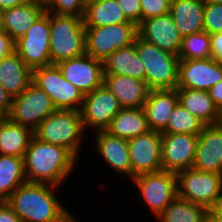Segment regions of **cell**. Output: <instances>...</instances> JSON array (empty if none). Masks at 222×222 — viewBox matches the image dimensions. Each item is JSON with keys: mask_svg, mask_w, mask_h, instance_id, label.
I'll return each instance as SVG.
<instances>
[{"mask_svg": "<svg viewBox=\"0 0 222 222\" xmlns=\"http://www.w3.org/2000/svg\"><path fill=\"white\" fill-rule=\"evenodd\" d=\"M57 188L50 184L25 182L5 202L22 222H77L74 213L56 196Z\"/></svg>", "mask_w": 222, "mask_h": 222, "instance_id": "1", "label": "cell"}, {"mask_svg": "<svg viewBox=\"0 0 222 222\" xmlns=\"http://www.w3.org/2000/svg\"><path fill=\"white\" fill-rule=\"evenodd\" d=\"M79 161L66 148L32 137L24 155V172L27 182L44 183L61 187Z\"/></svg>", "mask_w": 222, "mask_h": 222, "instance_id": "2", "label": "cell"}, {"mask_svg": "<svg viewBox=\"0 0 222 222\" xmlns=\"http://www.w3.org/2000/svg\"><path fill=\"white\" fill-rule=\"evenodd\" d=\"M84 130L80 111L56 109L37 126L33 135L40 141L66 148L80 160Z\"/></svg>", "mask_w": 222, "mask_h": 222, "instance_id": "3", "label": "cell"}, {"mask_svg": "<svg viewBox=\"0 0 222 222\" xmlns=\"http://www.w3.org/2000/svg\"><path fill=\"white\" fill-rule=\"evenodd\" d=\"M86 53L83 17L50 13L51 63L81 56Z\"/></svg>", "mask_w": 222, "mask_h": 222, "instance_id": "4", "label": "cell"}, {"mask_svg": "<svg viewBox=\"0 0 222 222\" xmlns=\"http://www.w3.org/2000/svg\"><path fill=\"white\" fill-rule=\"evenodd\" d=\"M136 51L145 67V82L150 90L176 89L179 58L139 36Z\"/></svg>", "mask_w": 222, "mask_h": 222, "instance_id": "5", "label": "cell"}, {"mask_svg": "<svg viewBox=\"0 0 222 222\" xmlns=\"http://www.w3.org/2000/svg\"><path fill=\"white\" fill-rule=\"evenodd\" d=\"M137 36L134 23L85 27L86 53L103 62L110 54L133 44Z\"/></svg>", "mask_w": 222, "mask_h": 222, "instance_id": "6", "label": "cell"}, {"mask_svg": "<svg viewBox=\"0 0 222 222\" xmlns=\"http://www.w3.org/2000/svg\"><path fill=\"white\" fill-rule=\"evenodd\" d=\"M177 196L209 211L222 191V175L193 168L176 173Z\"/></svg>", "mask_w": 222, "mask_h": 222, "instance_id": "7", "label": "cell"}, {"mask_svg": "<svg viewBox=\"0 0 222 222\" xmlns=\"http://www.w3.org/2000/svg\"><path fill=\"white\" fill-rule=\"evenodd\" d=\"M32 82L49 95L56 109L80 111L83 93L64 78L56 64L33 69Z\"/></svg>", "mask_w": 222, "mask_h": 222, "instance_id": "8", "label": "cell"}, {"mask_svg": "<svg viewBox=\"0 0 222 222\" xmlns=\"http://www.w3.org/2000/svg\"><path fill=\"white\" fill-rule=\"evenodd\" d=\"M15 52L31 69L51 65L50 13L45 11L14 44Z\"/></svg>", "mask_w": 222, "mask_h": 222, "instance_id": "9", "label": "cell"}, {"mask_svg": "<svg viewBox=\"0 0 222 222\" xmlns=\"http://www.w3.org/2000/svg\"><path fill=\"white\" fill-rule=\"evenodd\" d=\"M55 110L49 95L31 82L26 90L13 98L7 118L34 131Z\"/></svg>", "mask_w": 222, "mask_h": 222, "instance_id": "10", "label": "cell"}, {"mask_svg": "<svg viewBox=\"0 0 222 222\" xmlns=\"http://www.w3.org/2000/svg\"><path fill=\"white\" fill-rule=\"evenodd\" d=\"M132 181L154 217H157L177 197L176 173L161 170L135 176Z\"/></svg>", "mask_w": 222, "mask_h": 222, "instance_id": "11", "label": "cell"}, {"mask_svg": "<svg viewBox=\"0 0 222 222\" xmlns=\"http://www.w3.org/2000/svg\"><path fill=\"white\" fill-rule=\"evenodd\" d=\"M121 109L117 98L104 84L85 94L80 109L85 131L105 130Z\"/></svg>", "mask_w": 222, "mask_h": 222, "instance_id": "12", "label": "cell"}, {"mask_svg": "<svg viewBox=\"0 0 222 222\" xmlns=\"http://www.w3.org/2000/svg\"><path fill=\"white\" fill-rule=\"evenodd\" d=\"M132 179L135 176L159 172L162 167V133L150 130L127 140Z\"/></svg>", "mask_w": 222, "mask_h": 222, "instance_id": "13", "label": "cell"}, {"mask_svg": "<svg viewBox=\"0 0 222 222\" xmlns=\"http://www.w3.org/2000/svg\"><path fill=\"white\" fill-rule=\"evenodd\" d=\"M64 78L74 84L83 95L91 93L103 85V62L87 53L63 60L56 64Z\"/></svg>", "mask_w": 222, "mask_h": 222, "instance_id": "14", "label": "cell"}, {"mask_svg": "<svg viewBox=\"0 0 222 222\" xmlns=\"http://www.w3.org/2000/svg\"><path fill=\"white\" fill-rule=\"evenodd\" d=\"M222 80V63L214 58L179 60L177 88L208 91Z\"/></svg>", "mask_w": 222, "mask_h": 222, "instance_id": "15", "label": "cell"}, {"mask_svg": "<svg viewBox=\"0 0 222 222\" xmlns=\"http://www.w3.org/2000/svg\"><path fill=\"white\" fill-rule=\"evenodd\" d=\"M198 135L162 133V167L177 173L192 168Z\"/></svg>", "mask_w": 222, "mask_h": 222, "instance_id": "16", "label": "cell"}, {"mask_svg": "<svg viewBox=\"0 0 222 222\" xmlns=\"http://www.w3.org/2000/svg\"><path fill=\"white\" fill-rule=\"evenodd\" d=\"M138 36L176 56L183 39L170 13L143 20L138 25Z\"/></svg>", "mask_w": 222, "mask_h": 222, "instance_id": "17", "label": "cell"}, {"mask_svg": "<svg viewBox=\"0 0 222 222\" xmlns=\"http://www.w3.org/2000/svg\"><path fill=\"white\" fill-rule=\"evenodd\" d=\"M192 168L222 175V123L203 127Z\"/></svg>", "mask_w": 222, "mask_h": 222, "instance_id": "18", "label": "cell"}, {"mask_svg": "<svg viewBox=\"0 0 222 222\" xmlns=\"http://www.w3.org/2000/svg\"><path fill=\"white\" fill-rule=\"evenodd\" d=\"M95 151L101 156L103 162L115 173L127 174L132 180L131 160L127 140L109 134L105 130L94 133Z\"/></svg>", "mask_w": 222, "mask_h": 222, "instance_id": "19", "label": "cell"}, {"mask_svg": "<svg viewBox=\"0 0 222 222\" xmlns=\"http://www.w3.org/2000/svg\"><path fill=\"white\" fill-rule=\"evenodd\" d=\"M103 84L122 108H143L150 91L145 81L126 75L104 74Z\"/></svg>", "mask_w": 222, "mask_h": 222, "instance_id": "20", "label": "cell"}, {"mask_svg": "<svg viewBox=\"0 0 222 222\" xmlns=\"http://www.w3.org/2000/svg\"><path fill=\"white\" fill-rule=\"evenodd\" d=\"M177 104V89L150 90L143 106L150 130L162 132Z\"/></svg>", "mask_w": 222, "mask_h": 222, "instance_id": "21", "label": "cell"}, {"mask_svg": "<svg viewBox=\"0 0 222 222\" xmlns=\"http://www.w3.org/2000/svg\"><path fill=\"white\" fill-rule=\"evenodd\" d=\"M178 103L205 126L222 123V113L214 105L208 91L176 88Z\"/></svg>", "mask_w": 222, "mask_h": 222, "instance_id": "22", "label": "cell"}, {"mask_svg": "<svg viewBox=\"0 0 222 222\" xmlns=\"http://www.w3.org/2000/svg\"><path fill=\"white\" fill-rule=\"evenodd\" d=\"M32 82V70L14 51L0 60V85L14 98Z\"/></svg>", "mask_w": 222, "mask_h": 222, "instance_id": "23", "label": "cell"}, {"mask_svg": "<svg viewBox=\"0 0 222 222\" xmlns=\"http://www.w3.org/2000/svg\"><path fill=\"white\" fill-rule=\"evenodd\" d=\"M204 1L174 0L169 13L182 37L204 31Z\"/></svg>", "mask_w": 222, "mask_h": 222, "instance_id": "24", "label": "cell"}, {"mask_svg": "<svg viewBox=\"0 0 222 222\" xmlns=\"http://www.w3.org/2000/svg\"><path fill=\"white\" fill-rule=\"evenodd\" d=\"M45 11V5L33 1L4 10V31L16 41L28 31Z\"/></svg>", "mask_w": 222, "mask_h": 222, "instance_id": "25", "label": "cell"}, {"mask_svg": "<svg viewBox=\"0 0 222 222\" xmlns=\"http://www.w3.org/2000/svg\"><path fill=\"white\" fill-rule=\"evenodd\" d=\"M109 134L129 140L150 131L143 108H122L105 129Z\"/></svg>", "mask_w": 222, "mask_h": 222, "instance_id": "26", "label": "cell"}, {"mask_svg": "<svg viewBox=\"0 0 222 222\" xmlns=\"http://www.w3.org/2000/svg\"><path fill=\"white\" fill-rule=\"evenodd\" d=\"M104 74L126 75L145 81V67L136 51L135 43L110 54L103 61Z\"/></svg>", "mask_w": 222, "mask_h": 222, "instance_id": "27", "label": "cell"}, {"mask_svg": "<svg viewBox=\"0 0 222 222\" xmlns=\"http://www.w3.org/2000/svg\"><path fill=\"white\" fill-rule=\"evenodd\" d=\"M33 136L31 129L7 117L0 118V154L24 158Z\"/></svg>", "mask_w": 222, "mask_h": 222, "instance_id": "28", "label": "cell"}, {"mask_svg": "<svg viewBox=\"0 0 222 222\" xmlns=\"http://www.w3.org/2000/svg\"><path fill=\"white\" fill-rule=\"evenodd\" d=\"M83 21L85 27L133 23L125 17L117 0L87 1Z\"/></svg>", "mask_w": 222, "mask_h": 222, "instance_id": "29", "label": "cell"}, {"mask_svg": "<svg viewBox=\"0 0 222 222\" xmlns=\"http://www.w3.org/2000/svg\"><path fill=\"white\" fill-rule=\"evenodd\" d=\"M25 182L24 158L0 154V202Z\"/></svg>", "mask_w": 222, "mask_h": 222, "instance_id": "30", "label": "cell"}, {"mask_svg": "<svg viewBox=\"0 0 222 222\" xmlns=\"http://www.w3.org/2000/svg\"><path fill=\"white\" fill-rule=\"evenodd\" d=\"M208 211L201 205L194 204L177 196L156 217L159 222H204Z\"/></svg>", "mask_w": 222, "mask_h": 222, "instance_id": "31", "label": "cell"}, {"mask_svg": "<svg viewBox=\"0 0 222 222\" xmlns=\"http://www.w3.org/2000/svg\"><path fill=\"white\" fill-rule=\"evenodd\" d=\"M178 58L179 60L212 58L210 35L201 31L183 37Z\"/></svg>", "mask_w": 222, "mask_h": 222, "instance_id": "32", "label": "cell"}, {"mask_svg": "<svg viewBox=\"0 0 222 222\" xmlns=\"http://www.w3.org/2000/svg\"><path fill=\"white\" fill-rule=\"evenodd\" d=\"M205 125L180 103L172 110L167 127L161 133L199 135Z\"/></svg>", "mask_w": 222, "mask_h": 222, "instance_id": "33", "label": "cell"}, {"mask_svg": "<svg viewBox=\"0 0 222 222\" xmlns=\"http://www.w3.org/2000/svg\"><path fill=\"white\" fill-rule=\"evenodd\" d=\"M46 11L59 15L83 17L86 9L85 0H50L45 5Z\"/></svg>", "mask_w": 222, "mask_h": 222, "instance_id": "34", "label": "cell"}, {"mask_svg": "<svg viewBox=\"0 0 222 222\" xmlns=\"http://www.w3.org/2000/svg\"><path fill=\"white\" fill-rule=\"evenodd\" d=\"M203 26L209 35L222 32V4L205 3Z\"/></svg>", "mask_w": 222, "mask_h": 222, "instance_id": "35", "label": "cell"}, {"mask_svg": "<svg viewBox=\"0 0 222 222\" xmlns=\"http://www.w3.org/2000/svg\"><path fill=\"white\" fill-rule=\"evenodd\" d=\"M141 22L143 20L169 13L170 3L167 0H140Z\"/></svg>", "mask_w": 222, "mask_h": 222, "instance_id": "36", "label": "cell"}, {"mask_svg": "<svg viewBox=\"0 0 222 222\" xmlns=\"http://www.w3.org/2000/svg\"><path fill=\"white\" fill-rule=\"evenodd\" d=\"M125 17L136 24L141 23V4L140 0H117Z\"/></svg>", "mask_w": 222, "mask_h": 222, "instance_id": "37", "label": "cell"}, {"mask_svg": "<svg viewBox=\"0 0 222 222\" xmlns=\"http://www.w3.org/2000/svg\"><path fill=\"white\" fill-rule=\"evenodd\" d=\"M13 97L0 85V118L8 117Z\"/></svg>", "mask_w": 222, "mask_h": 222, "instance_id": "38", "label": "cell"}, {"mask_svg": "<svg viewBox=\"0 0 222 222\" xmlns=\"http://www.w3.org/2000/svg\"><path fill=\"white\" fill-rule=\"evenodd\" d=\"M15 41L6 33H0V60L15 51Z\"/></svg>", "mask_w": 222, "mask_h": 222, "instance_id": "39", "label": "cell"}, {"mask_svg": "<svg viewBox=\"0 0 222 222\" xmlns=\"http://www.w3.org/2000/svg\"><path fill=\"white\" fill-rule=\"evenodd\" d=\"M212 58L222 63V32L210 35Z\"/></svg>", "mask_w": 222, "mask_h": 222, "instance_id": "40", "label": "cell"}, {"mask_svg": "<svg viewBox=\"0 0 222 222\" xmlns=\"http://www.w3.org/2000/svg\"><path fill=\"white\" fill-rule=\"evenodd\" d=\"M0 222H22L19 216L5 202H0Z\"/></svg>", "mask_w": 222, "mask_h": 222, "instance_id": "41", "label": "cell"}, {"mask_svg": "<svg viewBox=\"0 0 222 222\" xmlns=\"http://www.w3.org/2000/svg\"><path fill=\"white\" fill-rule=\"evenodd\" d=\"M208 93L213 100L214 105L222 113V80L212 86Z\"/></svg>", "mask_w": 222, "mask_h": 222, "instance_id": "42", "label": "cell"}, {"mask_svg": "<svg viewBox=\"0 0 222 222\" xmlns=\"http://www.w3.org/2000/svg\"><path fill=\"white\" fill-rule=\"evenodd\" d=\"M213 217L222 221V191L220 196L216 199L213 207L208 211Z\"/></svg>", "mask_w": 222, "mask_h": 222, "instance_id": "43", "label": "cell"}, {"mask_svg": "<svg viewBox=\"0 0 222 222\" xmlns=\"http://www.w3.org/2000/svg\"><path fill=\"white\" fill-rule=\"evenodd\" d=\"M30 0H0V10L4 11L15 6L23 5Z\"/></svg>", "mask_w": 222, "mask_h": 222, "instance_id": "44", "label": "cell"}, {"mask_svg": "<svg viewBox=\"0 0 222 222\" xmlns=\"http://www.w3.org/2000/svg\"><path fill=\"white\" fill-rule=\"evenodd\" d=\"M204 222H222L218 220L217 218L213 217L209 212L206 215L205 221Z\"/></svg>", "mask_w": 222, "mask_h": 222, "instance_id": "45", "label": "cell"}, {"mask_svg": "<svg viewBox=\"0 0 222 222\" xmlns=\"http://www.w3.org/2000/svg\"><path fill=\"white\" fill-rule=\"evenodd\" d=\"M5 32L3 27V11L0 10V33Z\"/></svg>", "mask_w": 222, "mask_h": 222, "instance_id": "46", "label": "cell"}, {"mask_svg": "<svg viewBox=\"0 0 222 222\" xmlns=\"http://www.w3.org/2000/svg\"><path fill=\"white\" fill-rule=\"evenodd\" d=\"M204 3H216V4H222V0H203Z\"/></svg>", "mask_w": 222, "mask_h": 222, "instance_id": "47", "label": "cell"}, {"mask_svg": "<svg viewBox=\"0 0 222 222\" xmlns=\"http://www.w3.org/2000/svg\"><path fill=\"white\" fill-rule=\"evenodd\" d=\"M30 1H33V2H37V3H40V4L46 5L50 0H30Z\"/></svg>", "mask_w": 222, "mask_h": 222, "instance_id": "48", "label": "cell"}, {"mask_svg": "<svg viewBox=\"0 0 222 222\" xmlns=\"http://www.w3.org/2000/svg\"><path fill=\"white\" fill-rule=\"evenodd\" d=\"M170 4L174 1V0H167Z\"/></svg>", "mask_w": 222, "mask_h": 222, "instance_id": "49", "label": "cell"}]
</instances>
